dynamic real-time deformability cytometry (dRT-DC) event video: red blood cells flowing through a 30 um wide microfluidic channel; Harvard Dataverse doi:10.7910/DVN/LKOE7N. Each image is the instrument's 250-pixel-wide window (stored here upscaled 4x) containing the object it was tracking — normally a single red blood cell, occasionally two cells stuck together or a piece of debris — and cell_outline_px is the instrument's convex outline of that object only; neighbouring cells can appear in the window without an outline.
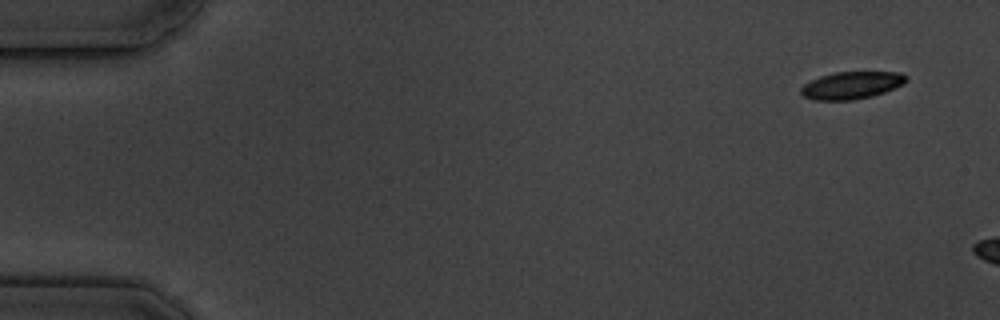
{"species": "common noctule bat (a hibernating species)", "species_latin": "Nyctalus noctula", "temperature_condition": "cold", "stored_images_in_passage": 4, "camera_frame_rate_fps": 3000, "um_per_image_px": 0.085, "animal": {"sex": "male", "body_mass_g": 19.5, "forearm_length_mm": 54.6}, "frame": {"image": 1, "passage_image": 1, "time_ms": 0.0, "image_size_px": [1000, 320], "cell_outline_px": [[908, 80], [904, 84], [884, 92], [872, 96], [852, 100], [816, 100], [804, 96], [800, 92], [800, 88], [804, 84], [820, 76], [836, 72], [900, 72], [908, 76]], "centroid_in_image_um": [72.41, 7.24], "position_along_channel_um": 12.6, "area_um2": 16.76}}